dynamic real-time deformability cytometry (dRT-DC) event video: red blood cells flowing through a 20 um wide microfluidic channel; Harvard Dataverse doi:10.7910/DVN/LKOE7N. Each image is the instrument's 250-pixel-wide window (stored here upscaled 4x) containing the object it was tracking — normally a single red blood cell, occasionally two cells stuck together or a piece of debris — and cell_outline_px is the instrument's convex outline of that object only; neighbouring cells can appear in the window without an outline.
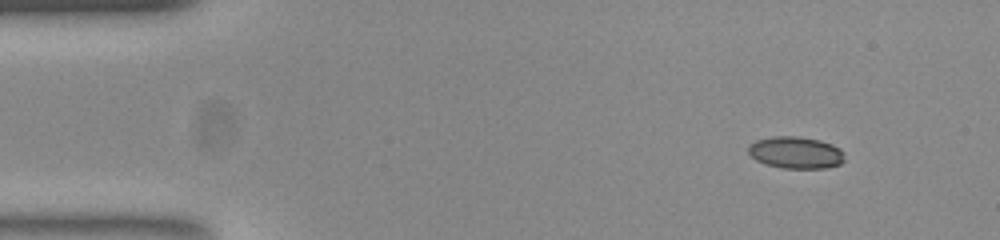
{"species": "common noctule bat (a hibernating species)", "species_latin": "Nyctalus noctula", "temperature_condition": "room temperature", "stored_images_in_passage": 50, "camera_frame_rate_fps": 3000, "um_per_image_px": 0.085, "animal": {"sex": "female", "body_mass_g": 23.0, "forearm_length_mm": 53.4}, "frame": {"image": 1, "passage_image": 1, "time_ms": 0.0, "image_size_px": [1000, 240], "cell_outline_px": [[844, 160], [840, 164], [828, 168], [784, 168], [764, 164], [756, 160], [748, 152], [748, 148], [756, 140], [772, 136], [796, 136], [820, 140], [832, 144], [840, 148], [844, 152]], "centroid_in_image_um": [67.67, 12.97], "position_along_channel_um": 17.3, "area_um2": 17.98}}
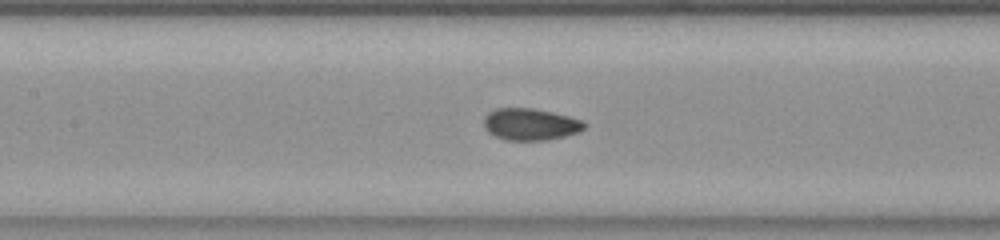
{"frame": {"image": 2, "passage_image": 20, "time_ms": 6.333, "image_size_px": [1000, 240], "cell_outline_px": [[588, 124], [580, 132], [564, 136], [544, 140], [508, 140], [496, 136], [488, 132], [484, 128], [484, 116], [488, 112], [496, 108], [532, 108], [552, 112], [568, 116], [580, 120]], "centroid_in_image_um": [45.07, 10.56], "position_along_channel_um": 162.3, "area_um2": 18.61}}
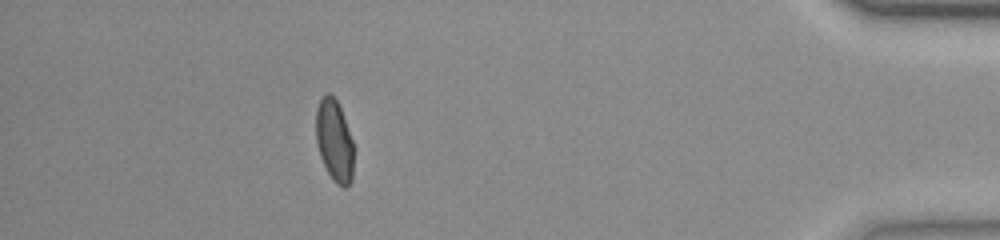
{"frame": {"image": 3, "passage_image": 44, "time_ms": 14.333, "image_size_px": [1000, 240], "cell_outline_px": [[352, 180], [344, 188], [336, 184], [332, 180], [320, 156], [316, 140], [316, 108], [320, 100], [328, 92], [336, 100], [340, 108], [352, 140]], "centroid_in_image_um": [28.4, 11.97], "position_along_channel_um": 406.8, "area_um2": 17.63}, "authors_computed_cell_mechanics": {"area_um2": 18.2359, "velocity_mm_per_s": 3.7541, "shape_relaxation_time_tau1_ms": null, "shape_relaxation_time_tau2_ms": 0.8591, "deformation_change_tau1": null, "deformation_change_tau2": 0.0471}}